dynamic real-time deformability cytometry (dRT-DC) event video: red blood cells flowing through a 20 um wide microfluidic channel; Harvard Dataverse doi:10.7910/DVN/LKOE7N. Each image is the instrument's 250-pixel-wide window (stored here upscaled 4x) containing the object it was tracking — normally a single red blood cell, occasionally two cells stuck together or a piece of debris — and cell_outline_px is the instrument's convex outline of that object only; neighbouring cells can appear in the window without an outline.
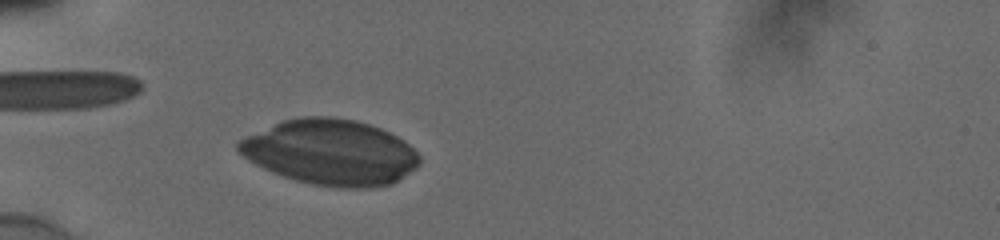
{"species": "human", "species_latin": "Homo sapiens", "temperature_condition": "cold", "stored_images_in_passage": 37, "camera_frame_rate_fps": 3000, "um_per_image_px": 0.085, "donor": {"sex": "male"}, "frame": {"image": 1, "passage_image": 8, "time_ms": 2.333, "image_size_px": [1000, 240], "cell_outline_px": [[420, 164], [416, 168], [392, 184], [376, 188], [340, 188], [312, 184], [296, 180], [272, 172], [248, 160], [236, 148], [236, 144], [244, 136], [280, 120], [296, 116], [332, 116], [356, 120], [380, 128], [404, 140], [420, 156]], "centroid_in_image_um": [28.08, 12.93], "position_along_channel_um": 56.9, "area_um2": 69.53}}
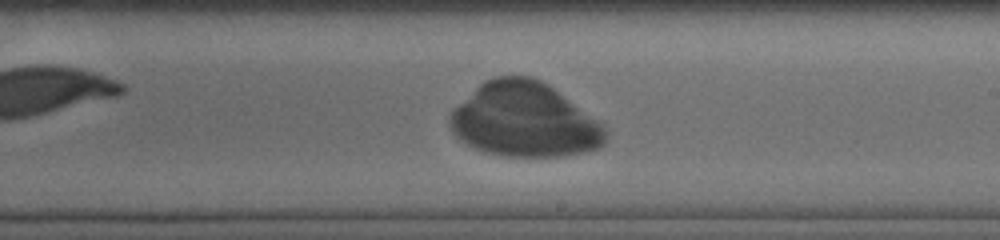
{"frame": {"image": 2, "passage_image": 24, "time_ms": 7.667, "image_size_px": [1000, 240], "cell_outline_px": [[608, 136], [604, 144], [600, 148], [584, 152], [564, 156], [504, 156], [484, 152], [464, 144], [452, 132], [448, 124], [448, 116], [484, 80], [496, 76], [532, 76], [540, 80], [600, 120], [604, 124], [608, 132]], "centroid_in_image_um": [44.61, 10.22], "position_along_channel_um": 244.4, "area_um2": 67.68}}
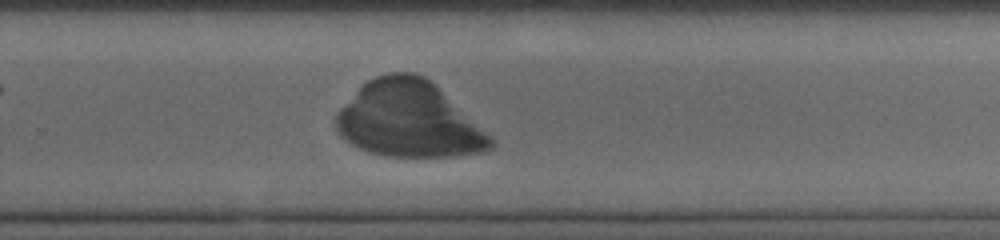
{"frame": {"image": 3, "passage_image": 28, "time_ms": 9.0, "image_size_px": [1000, 240], "cell_outline_px": [[496, 144], [492, 148], [480, 152], [456, 156], [384, 156], [368, 152], [352, 144], [340, 136], [336, 128], [336, 112], [368, 80], [376, 76], [388, 72], [416, 72], [424, 76], [492, 136]], "centroid_in_image_um": [34.75, 10.17], "position_along_channel_um": 295.1, "area_um2": 67.86}}